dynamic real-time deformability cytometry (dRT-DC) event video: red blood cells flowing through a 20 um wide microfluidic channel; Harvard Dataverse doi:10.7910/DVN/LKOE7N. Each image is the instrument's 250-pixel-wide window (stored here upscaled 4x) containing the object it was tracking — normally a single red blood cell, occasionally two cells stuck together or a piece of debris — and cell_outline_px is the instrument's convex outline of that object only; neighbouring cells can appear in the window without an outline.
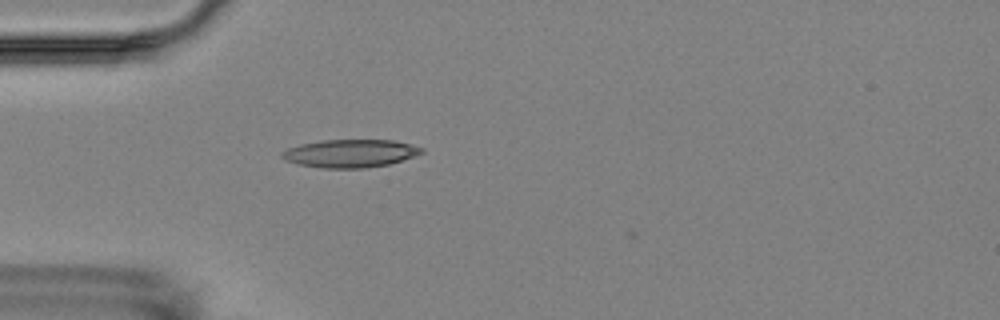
{"species": "Egyptian fruit bat (a non-hibernating species)", "species_latin": "Rousettus aegyptiacus", "temperature_condition": "room temperature", "stored_images_in_passage": 2, "camera_frame_rate_fps": 3000, "um_per_image_px": 0.085, "animal": {"sex": "female"}, "frame": {"image": 1, "passage_image": 2, "time_ms": 1.0, "image_size_px": [1000, 320], "cell_outline_px": [[424, 152], [388, 164], [364, 168], [324, 168], [296, 164], [284, 160], [280, 156], [280, 152], [288, 148], [300, 144], [324, 140], [392, 140], [412, 144], [424, 148]], "centroid_in_image_um": [29.72, 13.03], "position_along_channel_um": 55.3, "area_um2": 22.72}}